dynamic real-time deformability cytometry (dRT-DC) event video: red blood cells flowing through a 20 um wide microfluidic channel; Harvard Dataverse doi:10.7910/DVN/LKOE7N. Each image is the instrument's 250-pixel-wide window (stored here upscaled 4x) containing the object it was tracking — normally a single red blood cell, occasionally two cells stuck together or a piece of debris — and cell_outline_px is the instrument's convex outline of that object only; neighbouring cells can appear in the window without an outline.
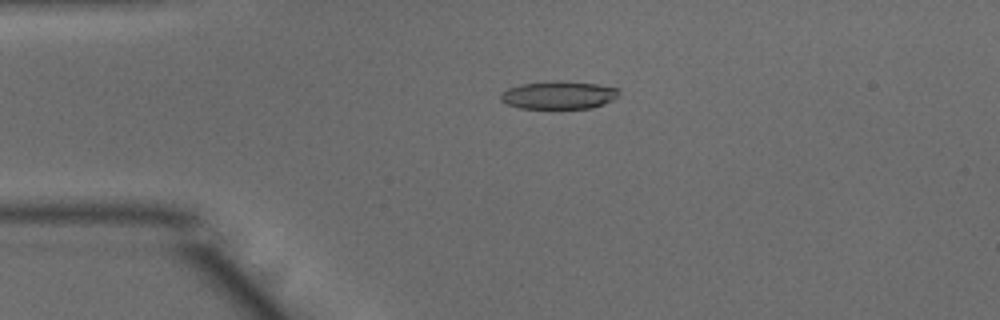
{"species": "common noctule bat (a hibernating species)", "species_latin": "Nyctalus noctula", "temperature_condition": "warm", "stored_images_in_passage": 50, "camera_frame_rate_fps": 3000, "um_per_image_px": 0.085, "animal": {"sex": "male", "body_mass_g": 15.6}, "frame": {"image": 1, "passage_image": 11, "time_ms": 3.333, "image_size_px": [1000, 320], "cell_outline_px": [[620, 92], [612, 100], [604, 104], [592, 108], [520, 108], [508, 104], [500, 100], [500, 92], [508, 88], [520, 84], [556, 80], [560, 80], [596, 84], [620, 88]], "centroid_in_image_um": [47.48, 8.07], "position_along_channel_um": 37.5, "area_um2": 19.36}}
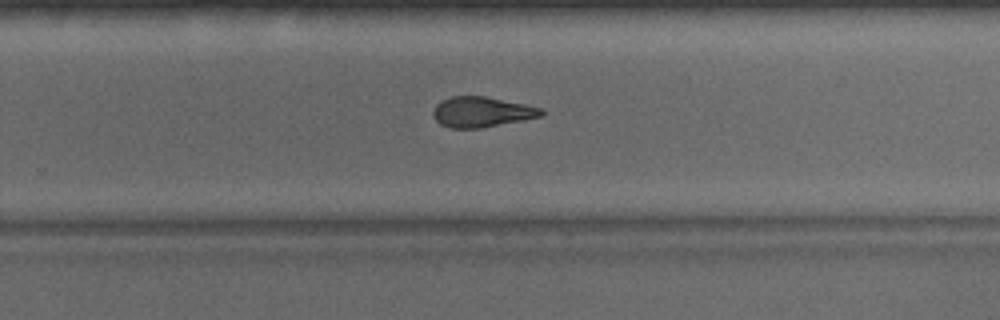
{"frame": {"image": 2, "passage_image": 32, "time_ms": 10.333, "image_size_px": [1000, 320], "cell_outline_px": [[544, 116], [524, 120], [480, 128], [452, 128], [440, 124], [432, 116], [432, 112], [436, 104], [440, 100], [452, 96], [484, 96], [544, 108]], "centroid_in_image_um": [40.95, 9.51], "position_along_channel_um": 288.9, "area_um2": 19.25}}
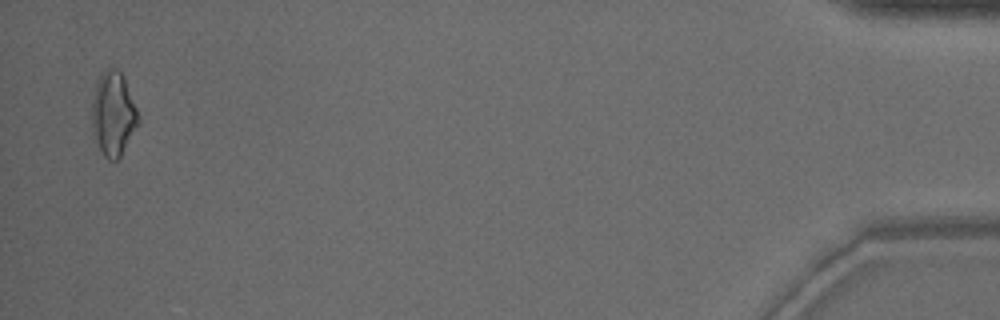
{"frame": {"image": 3, "passage_image": 49, "time_ms": 16.0, "image_size_px": [1000, 320], "cell_outline_px": [[140, 124], [120, 156], [116, 160], [108, 160], [104, 156], [92, 136], [92, 100], [96, 84], [100, 76], [108, 68], [116, 68], [124, 76], [140, 116]], "centroid_in_image_um": [9.64, 9.7], "position_along_channel_um": 425.6, "area_um2": 22.95}, "authors_computed_cell_mechanics": {"area_um2": 19.5075, "velocity_mm_per_s": 3.9879, "shape_relaxation_time_tau1_ms": 9.6295, "shape_relaxation_time_tau2_ms": 4.5143, "deformation_change_tau1": 0.2602, "deformation_change_tau2": 0.1524}}